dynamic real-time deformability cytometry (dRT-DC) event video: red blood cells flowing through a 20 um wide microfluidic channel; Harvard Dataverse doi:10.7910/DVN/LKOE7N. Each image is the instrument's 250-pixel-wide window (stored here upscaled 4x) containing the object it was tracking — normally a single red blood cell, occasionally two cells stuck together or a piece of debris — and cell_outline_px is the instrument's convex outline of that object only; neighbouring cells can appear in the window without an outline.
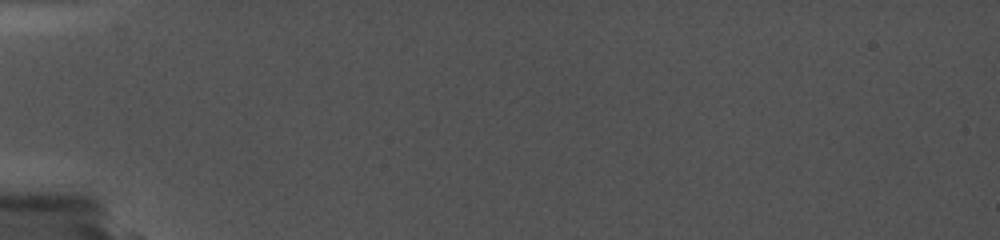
{"species": "common noctule bat (a hibernating species)", "species_latin": "Nyctalus noctula", "temperature_condition": "cold", "stored_images_in_passage": 2, "camera_frame_rate_fps": 5000, "um_per_image_px": 0.085, "animal": {"sex": "female", "body_mass_g": 19.0, "forearm_length_mm": 56.7}, "frame": {"image": 1, "passage_image": 1, "time_ms": 0.0, "image_size_px": [1000, 240], "cell_outline_px": [[680, 136], [656, 140], [636, 140], [540, 136], [532, 132], [532, 128], [636, 128], [680, 132]], "centroid_in_image_um": [51.6, 11.34], "position_along_channel_um": 33.4, "area_um2": 10.12}}